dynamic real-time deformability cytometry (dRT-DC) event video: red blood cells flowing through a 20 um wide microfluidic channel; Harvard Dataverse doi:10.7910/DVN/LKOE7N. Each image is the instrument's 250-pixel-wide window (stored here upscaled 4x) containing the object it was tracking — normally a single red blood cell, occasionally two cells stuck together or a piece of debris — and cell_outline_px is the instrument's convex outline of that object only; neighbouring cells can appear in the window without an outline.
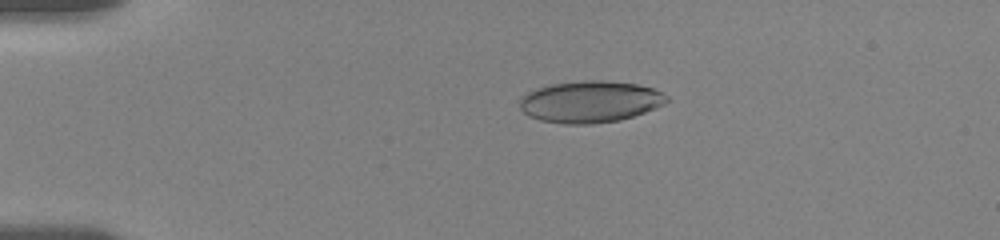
{"species": "human", "species_latin": "Homo sapiens", "temperature_condition": "room temperature", "stored_images_in_passage": 22, "camera_frame_rate_fps": 3000, "um_per_image_px": 0.085, "donor": {"sex": "female"}, "frame": {"image": 1, "passage_image": 9, "time_ms": 3.667, "image_size_px": [1000, 240], "cell_outline_px": [[668, 100], [664, 104], [656, 108], [620, 120], [592, 124], [564, 124], [540, 120], [528, 116], [520, 108], [520, 100], [528, 92], [552, 84], [584, 80], [604, 80], [636, 84], [652, 88], [668, 96]], "centroid_in_image_um": [50.17, 8.65], "position_along_channel_um": 34.8, "area_um2": 35.49}}
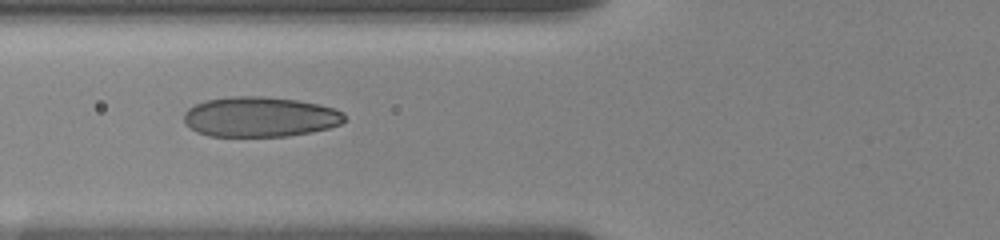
{"frame": {"image": 2, "passage_image": 17, "time_ms": 7.0, "image_size_px": [1000, 240], "cell_outline_px": [[344, 120], [340, 124], [328, 128], [312, 132], [288, 136], [208, 136], [196, 132], [184, 124], [184, 112], [188, 108], [204, 100], [232, 96], [260, 96], [296, 100], [320, 104], [344, 112]], "centroid_in_image_um": [22.06, 9.93], "position_along_channel_um": 103.7, "area_um2": 37.69}}
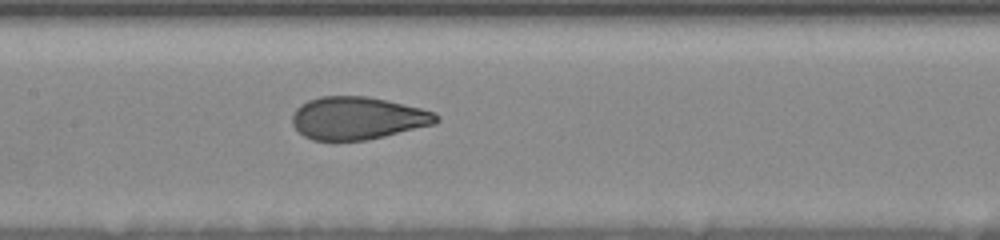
{"frame": {"image": 3, "passage_image": 22, "time_ms": 9.0, "image_size_px": [1000, 240], "cell_outline_px": [[440, 120], [436, 124], [384, 136], [364, 140], [332, 144], [312, 140], [304, 136], [292, 124], [292, 116], [296, 108], [300, 104], [308, 100], [320, 96], [368, 96], [388, 100], [436, 112], [440, 116]], "centroid_in_image_um": [30.38, 10.07], "position_along_channel_um": 177.0, "area_um2": 36.7}}